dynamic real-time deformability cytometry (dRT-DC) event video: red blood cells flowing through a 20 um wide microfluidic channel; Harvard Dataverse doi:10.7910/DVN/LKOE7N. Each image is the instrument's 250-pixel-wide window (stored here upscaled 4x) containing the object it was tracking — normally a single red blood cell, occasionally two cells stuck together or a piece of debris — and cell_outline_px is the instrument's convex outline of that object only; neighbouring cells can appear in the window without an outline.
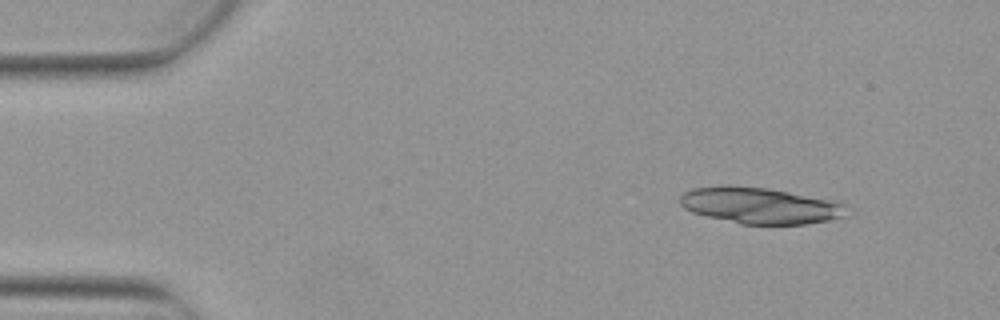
{"species": "Egyptian fruit bat (a non-hibernating species)", "species_latin": "Rousettus aegyptiacus", "temperature_condition": "warm", "stored_images_in_passage": 4, "camera_frame_rate_fps": 3000, "um_per_image_px": 0.085, "animal": {"sex": "female"}, "frame": {"image": 1, "passage_image": 1, "time_ms": 0.0, "image_size_px": [1000, 320], "cell_outline_px": [[848, 204], [844, 216], [828, 220], [808, 224], [740, 224], [692, 212], [684, 208], [680, 204], [680, 196], [684, 192], [692, 188], [720, 184], [728, 184], [768, 188], [844, 200]], "centroid_in_image_um": [64.67, 17.44], "position_along_channel_um": 20.3, "area_um2": 36.13}}
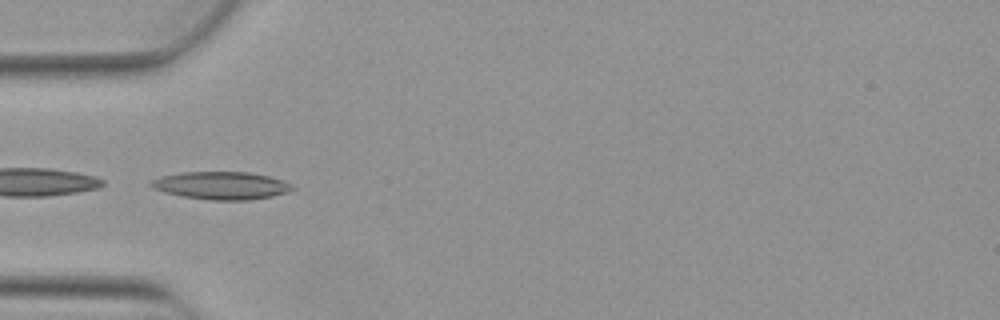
{"frame": {"image": 2, "passage_image": 4, "time_ms": 1.0, "image_size_px": [1000, 320], "cell_outline_px": [[296, 188], [288, 192], [272, 196], [248, 200], [212, 200], [184, 196], [164, 192], [152, 188], [148, 184], [148, 180], [160, 176], [180, 172], [248, 172], [268, 176], [284, 180], [292, 184]], "centroid_in_image_um": [18.79, 15.76], "position_along_channel_um": 66.2, "area_um2": 23.0}}